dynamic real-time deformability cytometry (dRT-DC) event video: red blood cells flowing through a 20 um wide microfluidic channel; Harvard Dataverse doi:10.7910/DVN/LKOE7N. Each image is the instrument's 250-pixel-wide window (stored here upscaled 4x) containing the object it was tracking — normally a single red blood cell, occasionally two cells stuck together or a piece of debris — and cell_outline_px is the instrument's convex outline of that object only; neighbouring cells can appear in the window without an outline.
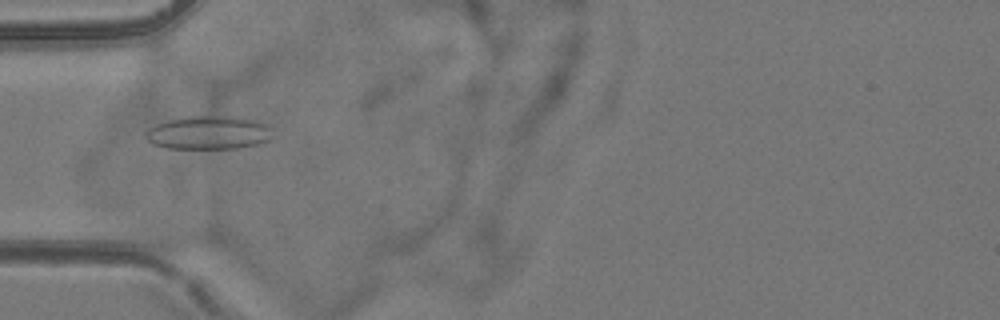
{"species": "common noctule bat (a hibernating species)", "species_latin": "Nyctalus noctula", "temperature_condition": "room temperature", "stored_images_in_passage": 5, "camera_frame_rate_fps": 3000, "um_per_image_px": 0.085, "animal": {"sex": "female", "body_mass_g": 24.6, "forearm_length_mm": 56.2}, "frame": {"image": 1, "passage_image": 5, "time_ms": 4.667, "image_size_px": [1000, 320], "cell_outline_px": [[272, 128], [268, 140], [256, 144], [236, 148], [168, 148], [152, 144], [144, 136], [144, 132], [148, 128], [156, 124], [168, 120], [188, 116], [236, 116], [256, 120], [268, 124]], "centroid_in_image_um": [17.71, 11.26], "position_along_channel_um": 67.3, "area_um2": 24.8}}